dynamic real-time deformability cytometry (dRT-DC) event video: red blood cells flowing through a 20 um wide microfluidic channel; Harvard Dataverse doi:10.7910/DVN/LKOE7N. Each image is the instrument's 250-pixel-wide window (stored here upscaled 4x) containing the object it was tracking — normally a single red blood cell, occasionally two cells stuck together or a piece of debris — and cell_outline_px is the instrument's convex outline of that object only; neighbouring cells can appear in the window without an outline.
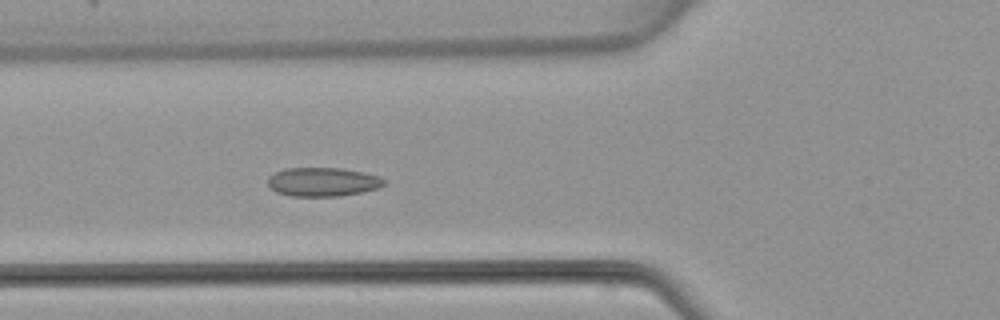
{"species": "common noctule bat (a hibernating species)", "species_latin": "Nyctalus noctula", "temperature_condition": "warm", "stored_images_in_passage": 5, "camera_frame_rate_fps": 3000, "um_per_image_px": 0.085, "animal": {"sex": "female", "body_mass_g": 22.7, "forearm_length_mm": 54.2}, "frame": {"image": 1, "passage_image": 5, "time_ms": 5.667, "image_size_px": [1000, 320], "cell_outline_px": [[388, 180], [380, 188], [340, 196], [292, 196], [276, 192], [268, 184], [268, 176], [284, 168], [340, 168], [364, 172], [380, 176]], "centroid_in_image_um": [27.47, 15.45], "position_along_channel_um": 98.3, "area_um2": 19.65}}